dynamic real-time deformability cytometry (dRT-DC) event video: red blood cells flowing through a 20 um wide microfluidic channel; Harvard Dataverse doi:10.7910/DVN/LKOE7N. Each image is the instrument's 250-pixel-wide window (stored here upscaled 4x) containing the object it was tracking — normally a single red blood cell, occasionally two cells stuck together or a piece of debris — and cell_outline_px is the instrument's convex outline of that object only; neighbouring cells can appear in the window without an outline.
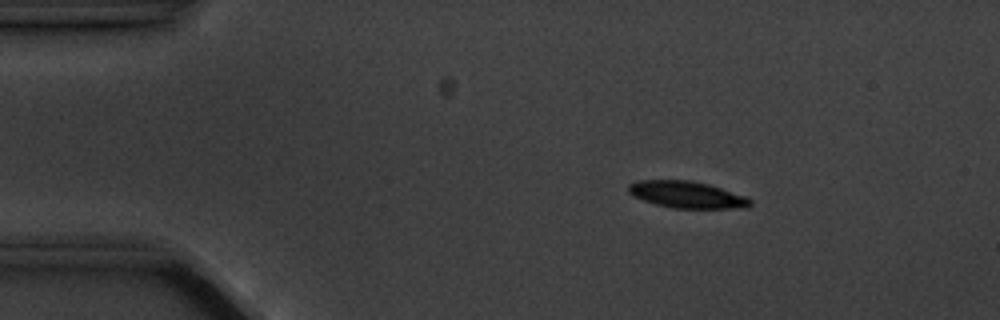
{"species": "common noctule bat (a hibernating species)", "species_latin": "Nyctalus noctula", "temperature_condition": "cold", "stored_images_in_passage": 4, "camera_frame_rate_fps": 3000, "um_per_image_px": 0.085, "animal": {"sex": "male", "body_mass_g": 20.1, "forearm_length_mm": 53.5}, "frame": {"image": 1, "passage_image": 2, "time_ms": 1.0, "image_size_px": [1000, 320], "cell_outline_px": [[752, 204], [748, 208], [672, 208], [656, 204], [632, 196], [628, 192], [628, 184], [636, 180], [688, 180], [708, 184], [744, 196], [752, 200]], "centroid_in_image_um": [58.35, 16.54], "position_along_channel_um": 26.6, "area_um2": 18.96}}